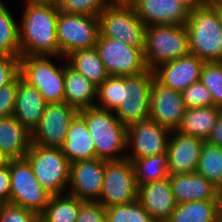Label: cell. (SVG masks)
<instances>
[{
  "label": "cell",
  "instance_id": "cb8c5ba5",
  "mask_svg": "<svg viewBox=\"0 0 222 222\" xmlns=\"http://www.w3.org/2000/svg\"><path fill=\"white\" fill-rule=\"evenodd\" d=\"M32 145V132L14 116L0 118V152L9 159L24 158Z\"/></svg>",
  "mask_w": 222,
  "mask_h": 222
},
{
  "label": "cell",
  "instance_id": "9c48e42d",
  "mask_svg": "<svg viewBox=\"0 0 222 222\" xmlns=\"http://www.w3.org/2000/svg\"><path fill=\"white\" fill-rule=\"evenodd\" d=\"M99 34L98 16L59 11L56 25L59 57L65 58L76 50L95 47Z\"/></svg>",
  "mask_w": 222,
  "mask_h": 222
},
{
  "label": "cell",
  "instance_id": "ffe728a7",
  "mask_svg": "<svg viewBox=\"0 0 222 222\" xmlns=\"http://www.w3.org/2000/svg\"><path fill=\"white\" fill-rule=\"evenodd\" d=\"M137 200L156 222H166L177 205L169 178L138 186Z\"/></svg>",
  "mask_w": 222,
  "mask_h": 222
},
{
  "label": "cell",
  "instance_id": "6da1fadb",
  "mask_svg": "<svg viewBox=\"0 0 222 222\" xmlns=\"http://www.w3.org/2000/svg\"><path fill=\"white\" fill-rule=\"evenodd\" d=\"M19 28L21 56H59L56 25L58 5L25 1Z\"/></svg>",
  "mask_w": 222,
  "mask_h": 222
},
{
  "label": "cell",
  "instance_id": "60d3db41",
  "mask_svg": "<svg viewBox=\"0 0 222 222\" xmlns=\"http://www.w3.org/2000/svg\"><path fill=\"white\" fill-rule=\"evenodd\" d=\"M17 89L18 77L11 84L0 88V118L12 116Z\"/></svg>",
  "mask_w": 222,
  "mask_h": 222
},
{
  "label": "cell",
  "instance_id": "ab89813d",
  "mask_svg": "<svg viewBox=\"0 0 222 222\" xmlns=\"http://www.w3.org/2000/svg\"><path fill=\"white\" fill-rule=\"evenodd\" d=\"M19 58L0 55V88L11 84L19 76Z\"/></svg>",
  "mask_w": 222,
  "mask_h": 222
},
{
  "label": "cell",
  "instance_id": "e0dca14e",
  "mask_svg": "<svg viewBox=\"0 0 222 222\" xmlns=\"http://www.w3.org/2000/svg\"><path fill=\"white\" fill-rule=\"evenodd\" d=\"M204 142L201 138L172 131L167 150L168 174L196 172Z\"/></svg>",
  "mask_w": 222,
  "mask_h": 222
},
{
  "label": "cell",
  "instance_id": "52a82bcc",
  "mask_svg": "<svg viewBox=\"0 0 222 222\" xmlns=\"http://www.w3.org/2000/svg\"><path fill=\"white\" fill-rule=\"evenodd\" d=\"M24 158L29 162L39 184L51 195H62L64 190L67 193L70 162L61 148L32 144Z\"/></svg>",
  "mask_w": 222,
  "mask_h": 222
},
{
  "label": "cell",
  "instance_id": "8fae6325",
  "mask_svg": "<svg viewBox=\"0 0 222 222\" xmlns=\"http://www.w3.org/2000/svg\"><path fill=\"white\" fill-rule=\"evenodd\" d=\"M155 78L152 70L122 77V103L114 112L125 126L149 119L150 90Z\"/></svg>",
  "mask_w": 222,
  "mask_h": 222
},
{
  "label": "cell",
  "instance_id": "bcb514c9",
  "mask_svg": "<svg viewBox=\"0 0 222 222\" xmlns=\"http://www.w3.org/2000/svg\"><path fill=\"white\" fill-rule=\"evenodd\" d=\"M25 1L34 2V3L54 4V5H58L60 3V0H25Z\"/></svg>",
  "mask_w": 222,
  "mask_h": 222
},
{
  "label": "cell",
  "instance_id": "4316f807",
  "mask_svg": "<svg viewBox=\"0 0 222 222\" xmlns=\"http://www.w3.org/2000/svg\"><path fill=\"white\" fill-rule=\"evenodd\" d=\"M62 60L97 87L109 76L96 47L76 50Z\"/></svg>",
  "mask_w": 222,
  "mask_h": 222
},
{
  "label": "cell",
  "instance_id": "d6a6232c",
  "mask_svg": "<svg viewBox=\"0 0 222 222\" xmlns=\"http://www.w3.org/2000/svg\"><path fill=\"white\" fill-rule=\"evenodd\" d=\"M106 222H156L138 200L105 208Z\"/></svg>",
  "mask_w": 222,
  "mask_h": 222
},
{
  "label": "cell",
  "instance_id": "5bb4252c",
  "mask_svg": "<svg viewBox=\"0 0 222 222\" xmlns=\"http://www.w3.org/2000/svg\"><path fill=\"white\" fill-rule=\"evenodd\" d=\"M170 134V130L151 119L127 126V150L132 152L127 151L126 158L132 162L134 159L167 154Z\"/></svg>",
  "mask_w": 222,
  "mask_h": 222
},
{
  "label": "cell",
  "instance_id": "44dd1931",
  "mask_svg": "<svg viewBox=\"0 0 222 222\" xmlns=\"http://www.w3.org/2000/svg\"><path fill=\"white\" fill-rule=\"evenodd\" d=\"M168 178L177 204L221 200L222 192L197 172L169 175Z\"/></svg>",
  "mask_w": 222,
  "mask_h": 222
},
{
  "label": "cell",
  "instance_id": "ee69618b",
  "mask_svg": "<svg viewBox=\"0 0 222 222\" xmlns=\"http://www.w3.org/2000/svg\"><path fill=\"white\" fill-rule=\"evenodd\" d=\"M179 1L189 12L203 7L209 0H177Z\"/></svg>",
  "mask_w": 222,
  "mask_h": 222
},
{
  "label": "cell",
  "instance_id": "8d00e7d4",
  "mask_svg": "<svg viewBox=\"0 0 222 222\" xmlns=\"http://www.w3.org/2000/svg\"><path fill=\"white\" fill-rule=\"evenodd\" d=\"M181 96L187 109L214 106L210 91L200 81L183 90Z\"/></svg>",
  "mask_w": 222,
  "mask_h": 222
},
{
  "label": "cell",
  "instance_id": "3957f363",
  "mask_svg": "<svg viewBox=\"0 0 222 222\" xmlns=\"http://www.w3.org/2000/svg\"><path fill=\"white\" fill-rule=\"evenodd\" d=\"M185 26L191 54L204 62H222V26L215 7L209 1L189 12Z\"/></svg>",
  "mask_w": 222,
  "mask_h": 222
},
{
  "label": "cell",
  "instance_id": "30bf717a",
  "mask_svg": "<svg viewBox=\"0 0 222 222\" xmlns=\"http://www.w3.org/2000/svg\"><path fill=\"white\" fill-rule=\"evenodd\" d=\"M138 187L133 163L122 160H105L101 196L98 200L105 208L126 205L137 200Z\"/></svg>",
  "mask_w": 222,
  "mask_h": 222
},
{
  "label": "cell",
  "instance_id": "7a4b0ae2",
  "mask_svg": "<svg viewBox=\"0 0 222 222\" xmlns=\"http://www.w3.org/2000/svg\"><path fill=\"white\" fill-rule=\"evenodd\" d=\"M79 114L85 119L94 141L96 158L107 161L126 158L127 126L119 121L113 111L92 106L80 110Z\"/></svg>",
  "mask_w": 222,
  "mask_h": 222
},
{
  "label": "cell",
  "instance_id": "836d02e7",
  "mask_svg": "<svg viewBox=\"0 0 222 222\" xmlns=\"http://www.w3.org/2000/svg\"><path fill=\"white\" fill-rule=\"evenodd\" d=\"M97 99L95 106L115 112L122 103V77L109 75L97 87Z\"/></svg>",
  "mask_w": 222,
  "mask_h": 222
},
{
  "label": "cell",
  "instance_id": "74e56055",
  "mask_svg": "<svg viewBox=\"0 0 222 222\" xmlns=\"http://www.w3.org/2000/svg\"><path fill=\"white\" fill-rule=\"evenodd\" d=\"M39 216L23 207L9 203L0 204V222H37Z\"/></svg>",
  "mask_w": 222,
  "mask_h": 222
},
{
  "label": "cell",
  "instance_id": "ac0fdd59",
  "mask_svg": "<svg viewBox=\"0 0 222 222\" xmlns=\"http://www.w3.org/2000/svg\"><path fill=\"white\" fill-rule=\"evenodd\" d=\"M204 61L196 55L187 56L163 63L153 70L155 79L163 86L182 92L200 80Z\"/></svg>",
  "mask_w": 222,
  "mask_h": 222
},
{
  "label": "cell",
  "instance_id": "1f68e13d",
  "mask_svg": "<svg viewBox=\"0 0 222 222\" xmlns=\"http://www.w3.org/2000/svg\"><path fill=\"white\" fill-rule=\"evenodd\" d=\"M0 0V55L21 56L19 25Z\"/></svg>",
  "mask_w": 222,
  "mask_h": 222
},
{
  "label": "cell",
  "instance_id": "7402d4cb",
  "mask_svg": "<svg viewBox=\"0 0 222 222\" xmlns=\"http://www.w3.org/2000/svg\"><path fill=\"white\" fill-rule=\"evenodd\" d=\"M46 105L38 90L18 76V89L12 116L32 132L39 124Z\"/></svg>",
  "mask_w": 222,
  "mask_h": 222
},
{
  "label": "cell",
  "instance_id": "d590c367",
  "mask_svg": "<svg viewBox=\"0 0 222 222\" xmlns=\"http://www.w3.org/2000/svg\"><path fill=\"white\" fill-rule=\"evenodd\" d=\"M113 0H60L58 9L67 14L98 16Z\"/></svg>",
  "mask_w": 222,
  "mask_h": 222
},
{
  "label": "cell",
  "instance_id": "7c38bea8",
  "mask_svg": "<svg viewBox=\"0 0 222 222\" xmlns=\"http://www.w3.org/2000/svg\"><path fill=\"white\" fill-rule=\"evenodd\" d=\"M95 47L107 73L111 76H135L148 70L143 49L102 37L100 34Z\"/></svg>",
  "mask_w": 222,
  "mask_h": 222
},
{
  "label": "cell",
  "instance_id": "277c9868",
  "mask_svg": "<svg viewBox=\"0 0 222 222\" xmlns=\"http://www.w3.org/2000/svg\"><path fill=\"white\" fill-rule=\"evenodd\" d=\"M185 25L146 26L143 55L146 66L154 70L159 65L189 54Z\"/></svg>",
  "mask_w": 222,
  "mask_h": 222
},
{
  "label": "cell",
  "instance_id": "d6986e66",
  "mask_svg": "<svg viewBox=\"0 0 222 222\" xmlns=\"http://www.w3.org/2000/svg\"><path fill=\"white\" fill-rule=\"evenodd\" d=\"M146 26L185 25L189 11L177 0H127Z\"/></svg>",
  "mask_w": 222,
  "mask_h": 222
},
{
  "label": "cell",
  "instance_id": "7dc6e473",
  "mask_svg": "<svg viewBox=\"0 0 222 222\" xmlns=\"http://www.w3.org/2000/svg\"><path fill=\"white\" fill-rule=\"evenodd\" d=\"M8 158H6L1 152H0V167L4 166L7 164Z\"/></svg>",
  "mask_w": 222,
  "mask_h": 222
},
{
  "label": "cell",
  "instance_id": "e575fe53",
  "mask_svg": "<svg viewBox=\"0 0 222 222\" xmlns=\"http://www.w3.org/2000/svg\"><path fill=\"white\" fill-rule=\"evenodd\" d=\"M199 81L210 91L214 106L222 108V62H204Z\"/></svg>",
  "mask_w": 222,
  "mask_h": 222
},
{
  "label": "cell",
  "instance_id": "b9f144b4",
  "mask_svg": "<svg viewBox=\"0 0 222 222\" xmlns=\"http://www.w3.org/2000/svg\"><path fill=\"white\" fill-rule=\"evenodd\" d=\"M10 171L9 164L0 167V204L8 203L10 200Z\"/></svg>",
  "mask_w": 222,
  "mask_h": 222
},
{
  "label": "cell",
  "instance_id": "4dcf8cb0",
  "mask_svg": "<svg viewBox=\"0 0 222 222\" xmlns=\"http://www.w3.org/2000/svg\"><path fill=\"white\" fill-rule=\"evenodd\" d=\"M135 169L137 187L169 177L167 154H158L132 161Z\"/></svg>",
  "mask_w": 222,
  "mask_h": 222
},
{
  "label": "cell",
  "instance_id": "9a60e30c",
  "mask_svg": "<svg viewBox=\"0 0 222 222\" xmlns=\"http://www.w3.org/2000/svg\"><path fill=\"white\" fill-rule=\"evenodd\" d=\"M105 160L77 161L70 164L68 193L82 201H98L101 196Z\"/></svg>",
  "mask_w": 222,
  "mask_h": 222
},
{
  "label": "cell",
  "instance_id": "484cf974",
  "mask_svg": "<svg viewBox=\"0 0 222 222\" xmlns=\"http://www.w3.org/2000/svg\"><path fill=\"white\" fill-rule=\"evenodd\" d=\"M219 108L215 106L188 108L176 131L207 141L217 123Z\"/></svg>",
  "mask_w": 222,
  "mask_h": 222
},
{
  "label": "cell",
  "instance_id": "7bdbcfd3",
  "mask_svg": "<svg viewBox=\"0 0 222 222\" xmlns=\"http://www.w3.org/2000/svg\"><path fill=\"white\" fill-rule=\"evenodd\" d=\"M206 142L222 147V108H219L217 123Z\"/></svg>",
  "mask_w": 222,
  "mask_h": 222
},
{
  "label": "cell",
  "instance_id": "d4e9b609",
  "mask_svg": "<svg viewBox=\"0 0 222 222\" xmlns=\"http://www.w3.org/2000/svg\"><path fill=\"white\" fill-rule=\"evenodd\" d=\"M64 65L65 99L71 107L80 111L95 106L97 100V86L71 68L67 61Z\"/></svg>",
  "mask_w": 222,
  "mask_h": 222
},
{
  "label": "cell",
  "instance_id": "f35d334b",
  "mask_svg": "<svg viewBox=\"0 0 222 222\" xmlns=\"http://www.w3.org/2000/svg\"><path fill=\"white\" fill-rule=\"evenodd\" d=\"M76 222H106L105 207L98 201H83Z\"/></svg>",
  "mask_w": 222,
  "mask_h": 222
},
{
  "label": "cell",
  "instance_id": "f6af8a7d",
  "mask_svg": "<svg viewBox=\"0 0 222 222\" xmlns=\"http://www.w3.org/2000/svg\"><path fill=\"white\" fill-rule=\"evenodd\" d=\"M209 2L215 7L222 26V2L220 0H209Z\"/></svg>",
  "mask_w": 222,
  "mask_h": 222
},
{
  "label": "cell",
  "instance_id": "5b68a950",
  "mask_svg": "<svg viewBox=\"0 0 222 222\" xmlns=\"http://www.w3.org/2000/svg\"><path fill=\"white\" fill-rule=\"evenodd\" d=\"M98 18L102 37L144 49L146 25L127 0H113Z\"/></svg>",
  "mask_w": 222,
  "mask_h": 222
},
{
  "label": "cell",
  "instance_id": "83f0119b",
  "mask_svg": "<svg viewBox=\"0 0 222 222\" xmlns=\"http://www.w3.org/2000/svg\"><path fill=\"white\" fill-rule=\"evenodd\" d=\"M221 200L193 201L177 204L166 222H217Z\"/></svg>",
  "mask_w": 222,
  "mask_h": 222
},
{
  "label": "cell",
  "instance_id": "c3c4849f",
  "mask_svg": "<svg viewBox=\"0 0 222 222\" xmlns=\"http://www.w3.org/2000/svg\"><path fill=\"white\" fill-rule=\"evenodd\" d=\"M217 222H222V214L219 216V218L217 219Z\"/></svg>",
  "mask_w": 222,
  "mask_h": 222
},
{
  "label": "cell",
  "instance_id": "f1b7e54d",
  "mask_svg": "<svg viewBox=\"0 0 222 222\" xmlns=\"http://www.w3.org/2000/svg\"><path fill=\"white\" fill-rule=\"evenodd\" d=\"M82 202L67 193L51 195L39 219L42 222H76Z\"/></svg>",
  "mask_w": 222,
  "mask_h": 222
},
{
  "label": "cell",
  "instance_id": "8992f818",
  "mask_svg": "<svg viewBox=\"0 0 222 222\" xmlns=\"http://www.w3.org/2000/svg\"><path fill=\"white\" fill-rule=\"evenodd\" d=\"M48 55L20 56L19 76L42 95L47 104L64 102V66H56Z\"/></svg>",
  "mask_w": 222,
  "mask_h": 222
},
{
  "label": "cell",
  "instance_id": "4fadbf2b",
  "mask_svg": "<svg viewBox=\"0 0 222 222\" xmlns=\"http://www.w3.org/2000/svg\"><path fill=\"white\" fill-rule=\"evenodd\" d=\"M78 113L66 102L47 104L39 124L32 131V144L61 148L70 124Z\"/></svg>",
  "mask_w": 222,
  "mask_h": 222
},
{
  "label": "cell",
  "instance_id": "681fc988",
  "mask_svg": "<svg viewBox=\"0 0 222 222\" xmlns=\"http://www.w3.org/2000/svg\"><path fill=\"white\" fill-rule=\"evenodd\" d=\"M221 214H222V196H221Z\"/></svg>",
  "mask_w": 222,
  "mask_h": 222
},
{
  "label": "cell",
  "instance_id": "2e32d148",
  "mask_svg": "<svg viewBox=\"0 0 222 222\" xmlns=\"http://www.w3.org/2000/svg\"><path fill=\"white\" fill-rule=\"evenodd\" d=\"M181 92L163 86L155 78L150 90L149 119L161 127L176 131L186 112Z\"/></svg>",
  "mask_w": 222,
  "mask_h": 222
},
{
  "label": "cell",
  "instance_id": "ba28073f",
  "mask_svg": "<svg viewBox=\"0 0 222 222\" xmlns=\"http://www.w3.org/2000/svg\"><path fill=\"white\" fill-rule=\"evenodd\" d=\"M10 200L9 204L28 209L38 216L48 205L51 194L36 179L25 158L9 159Z\"/></svg>",
  "mask_w": 222,
  "mask_h": 222
},
{
  "label": "cell",
  "instance_id": "603a6c76",
  "mask_svg": "<svg viewBox=\"0 0 222 222\" xmlns=\"http://www.w3.org/2000/svg\"><path fill=\"white\" fill-rule=\"evenodd\" d=\"M61 150L70 164L96 158L94 141L88 132L85 119L79 113L70 124Z\"/></svg>",
  "mask_w": 222,
  "mask_h": 222
},
{
  "label": "cell",
  "instance_id": "f546056e",
  "mask_svg": "<svg viewBox=\"0 0 222 222\" xmlns=\"http://www.w3.org/2000/svg\"><path fill=\"white\" fill-rule=\"evenodd\" d=\"M196 172L222 192V147L205 141Z\"/></svg>",
  "mask_w": 222,
  "mask_h": 222
}]
</instances>
